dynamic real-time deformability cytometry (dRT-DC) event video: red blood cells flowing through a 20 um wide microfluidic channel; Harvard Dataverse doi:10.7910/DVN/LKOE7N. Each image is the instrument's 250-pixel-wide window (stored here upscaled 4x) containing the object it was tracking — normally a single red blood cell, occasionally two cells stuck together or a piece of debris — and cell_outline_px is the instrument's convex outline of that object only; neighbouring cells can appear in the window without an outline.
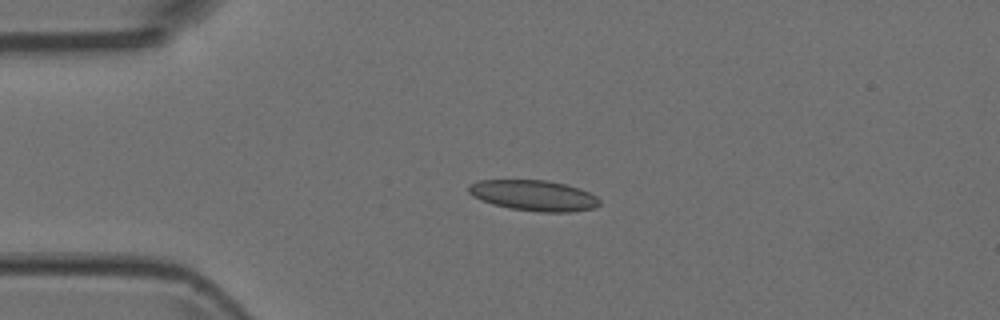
{"species": "Egyptian fruit bat (a non-hibernating species)", "species_latin": "Rousettus aegyptiacus", "temperature_condition": "room temperature", "stored_images_in_passage": 3, "camera_frame_rate_fps": 3000, "um_per_image_px": 0.085, "animal": {"sex": "female"}, "frame": {"image": 1, "passage_image": 2, "time_ms": 0.333, "image_size_px": [1000, 320], "cell_outline_px": [[600, 204], [592, 208], [572, 212], [540, 212], [508, 208], [492, 204], [472, 196], [468, 192], [468, 184], [476, 180], [548, 180], [580, 188], [596, 196], [600, 200]], "centroid_in_image_um": [45.34, 16.61], "position_along_channel_um": 39.7, "area_um2": 23.52}}